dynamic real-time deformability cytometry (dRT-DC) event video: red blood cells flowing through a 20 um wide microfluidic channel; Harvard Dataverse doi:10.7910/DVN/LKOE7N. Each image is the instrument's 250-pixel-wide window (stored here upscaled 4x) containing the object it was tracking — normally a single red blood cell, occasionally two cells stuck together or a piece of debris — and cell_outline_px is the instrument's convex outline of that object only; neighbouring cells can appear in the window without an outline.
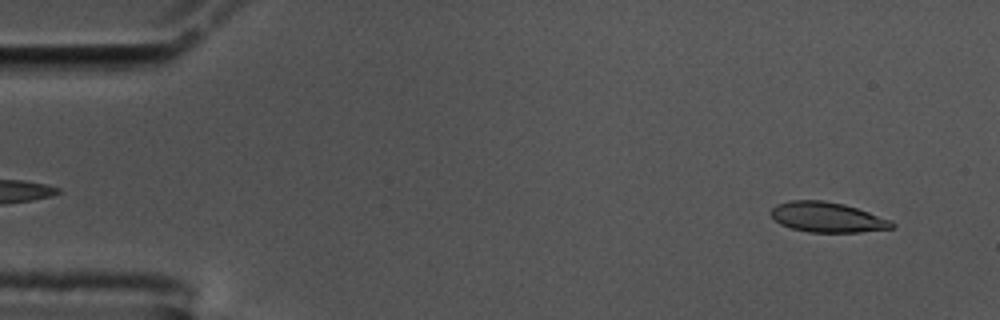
{"species": "common noctule bat (a hibernating species)", "species_latin": "Nyctalus noctula", "temperature_condition": "cold", "stored_images_in_passage": 55, "camera_frame_rate_fps": 3000, "um_per_image_px": 0.085, "animal": {"sex": "male", "body_mass_g": 17.5, "forearm_length_mm": 52.3}, "frame": {"image": 1, "passage_image": 3, "time_ms": 0.667, "image_size_px": [1000, 320], "cell_outline_px": [[896, 224], [892, 228], [860, 232], [808, 232], [792, 228], [780, 224], [768, 212], [776, 204], [792, 200], [824, 200], [844, 204], [892, 220]], "centroid_in_image_um": [70.31, 18.46], "position_along_channel_um": 14.7, "area_um2": 21.21}}
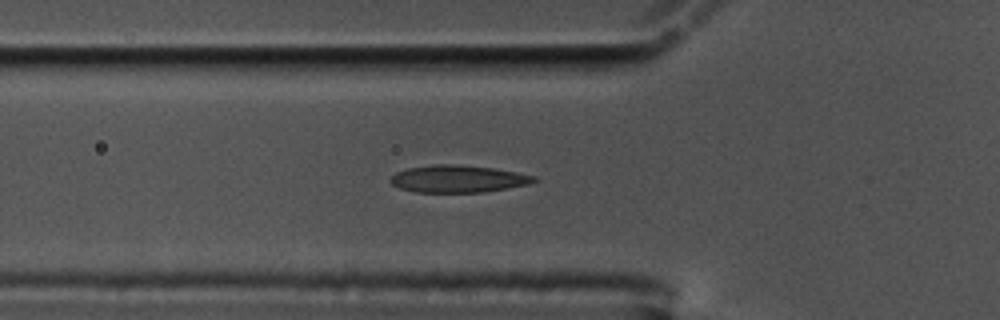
{"frame": {"image": 2, "passage_image": 18, "time_ms": 5.667, "image_size_px": [1000, 320], "cell_outline_px": [[536, 180], [528, 184], [484, 192], [416, 192], [400, 188], [392, 184], [388, 180], [396, 172], [408, 168], [436, 164], [456, 164], [492, 168], [516, 172], [536, 176]], "centroid_in_image_um": [38.9, 15.2], "position_along_channel_um": 86.9, "area_um2": 22.6}}
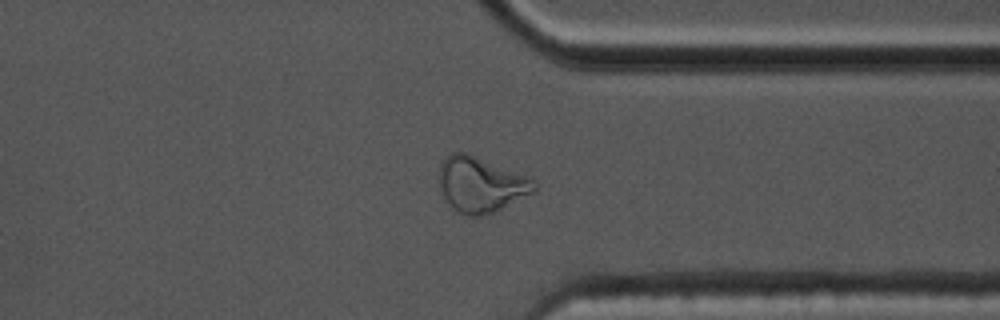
{"frame": {"image": 3, "passage_image": 42, "time_ms": 13.667, "image_size_px": [1000, 320], "cell_outline_px": [[536, 192], [496, 212], [480, 216], [468, 216], [456, 212], [444, 196], [440, 188], [440, 164], [444, 156], [452, 152], [464, 152], [532, 176], [536, 180]], "centroid_in_image_um": [40.93, 15.69], "position_along_channel_um": 370.5, "area_um2": 31.21}, "authors_computed_cell_mechanics": {"area_um2": 22.4842, "velocity_mm_per_s": 3.56, "shape_relaxation_time_tau1_ms": null, "shape_relaxation_time_tau2_ms": 1.7269, "deformation_change_tau1": null, "deformation_change_tau2": 0.0829}}